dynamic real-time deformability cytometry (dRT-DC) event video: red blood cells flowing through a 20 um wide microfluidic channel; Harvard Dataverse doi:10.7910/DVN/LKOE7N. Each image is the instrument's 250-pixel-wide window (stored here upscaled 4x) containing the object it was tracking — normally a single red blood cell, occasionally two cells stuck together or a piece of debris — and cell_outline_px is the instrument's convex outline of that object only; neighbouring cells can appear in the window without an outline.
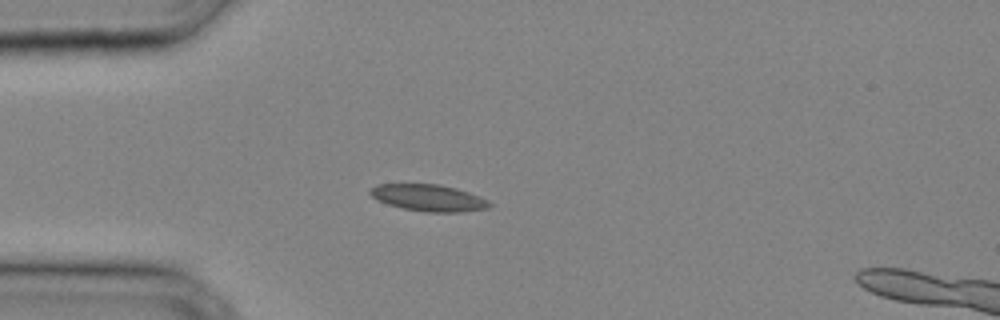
{"species": "common noctule bat (a hibernating species)", "species_latin": "Nyctalus noctula", "temperature_condition": "cold", "stored_images_in_passage": 26, "camera_frame_rate_fps": 3000, "um_per_image_px": 0.085, "animal": {"sex": "male", "body_mass_g": 20.4}, "frame": {"image": 1, "passage_image": 1, "time_ms": 0.0, "image_size_px": [1000, 320], "cell_outline_px": [[492, 204], [488, 208], [460, 212], [424, 212], [404, 208], [388, 204], [372, 196], [368, 192], [376, 184], [440, 184], [456, 188], [480, 196], [488, 200]], "centroid_in_image_um": [36.46, 16.81], "position_along_channel_um": 48.5, "area_um2": 18.44}}
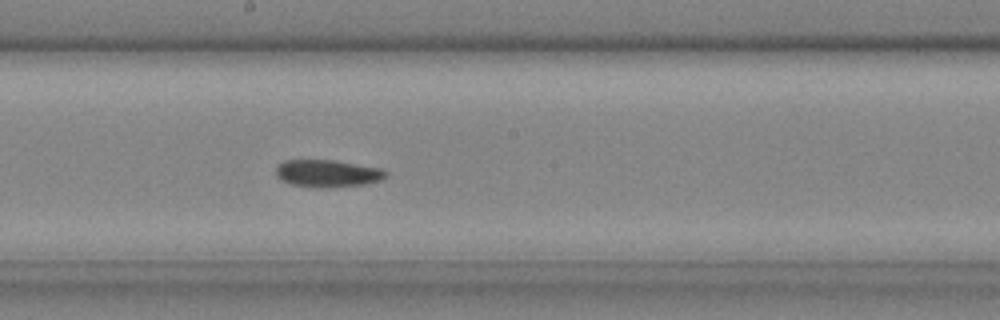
{"frame": {"image": 2, "passage_image": 11, "time_ms": 3.333, "image_size_px": [1000, 320], "cell_outline_px": [[388, 176], [380, 180], [364, 184], [324, 188], [320, 188], [292, 184], [276, 176], [276, 164], [284, 160], [336, 160], [384, 168], [388, 172]], "centroid_in_image_um": [27.88, 14.72], "position_along_channel_um": 220.3, "area_um2": 17.69}}
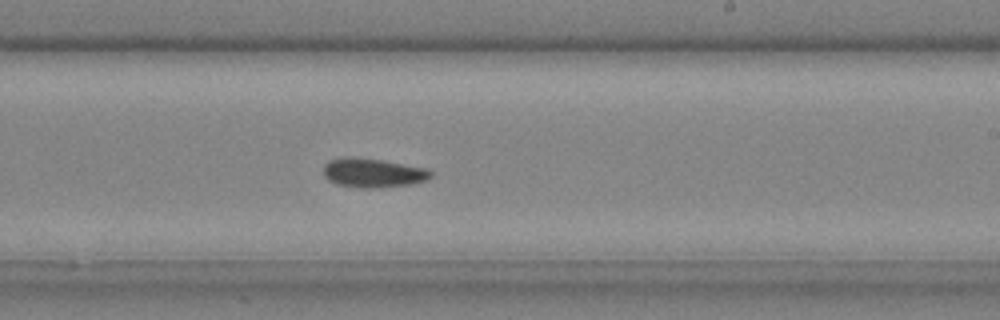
{"frame": {"image": 3, "passage_image": 13, "time_ms": 4.0, "image_size_px": [1000, 320], "cell_outline_px": [[432, 176], [428, 180], [412, 184], [376, 188], [360, 188], [336, 184], [328, 180], [324, 176], [324, 164], [328, 160], [344, 156], [352, 156], [380, 160], [424, 168], [432, 172]], "centroid_in_image_um": [31.66, 14.69], "position_along_channel_um": 257.3, "area_um2": 18.32}}